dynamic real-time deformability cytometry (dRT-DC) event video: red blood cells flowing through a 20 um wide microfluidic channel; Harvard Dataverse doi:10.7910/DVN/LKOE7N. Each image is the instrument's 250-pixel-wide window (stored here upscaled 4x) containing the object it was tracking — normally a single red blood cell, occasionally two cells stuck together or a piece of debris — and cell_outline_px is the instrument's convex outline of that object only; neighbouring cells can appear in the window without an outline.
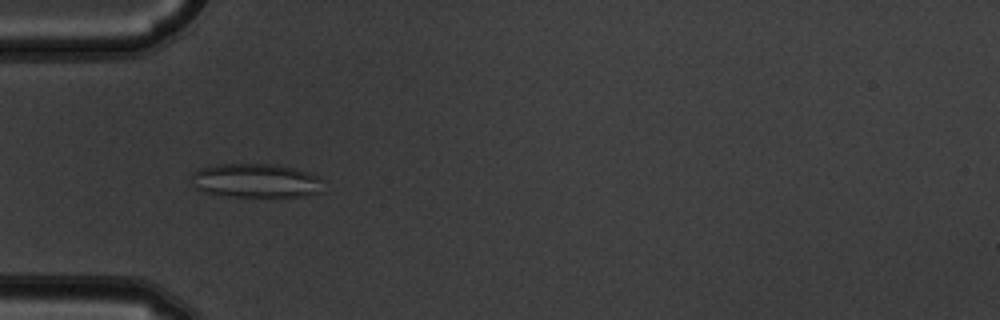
{"species": "common noctule bat (a hibernating species)", "species_latin": "Nyctalus noctula", "temperature_condition": "warm", "stored_images_in_passage": 5, "camera_frame_rate_fps": 3000, "um_per_image_px": 0.085, "animal": {"sex": "male", "body_mass_g": 19.5, "forearm_length_mm": 54.6}, "frame": {"image": 1, "passage_image": 5, "time_ms": 1.333, "image_size_px": [1000, 320], "cell_outline_px": [[320, 192], [304, 196], [228, 196], [204, 192], [196, 188], [188, 176], [192, 172], [200, 168], [216, 164], [276, 164], [308, 172], [320, 176]], "centroid_in_image_um": [21.68, 15.34], "position_along_channel_um": 63.3, "area_um2": 26.13}}